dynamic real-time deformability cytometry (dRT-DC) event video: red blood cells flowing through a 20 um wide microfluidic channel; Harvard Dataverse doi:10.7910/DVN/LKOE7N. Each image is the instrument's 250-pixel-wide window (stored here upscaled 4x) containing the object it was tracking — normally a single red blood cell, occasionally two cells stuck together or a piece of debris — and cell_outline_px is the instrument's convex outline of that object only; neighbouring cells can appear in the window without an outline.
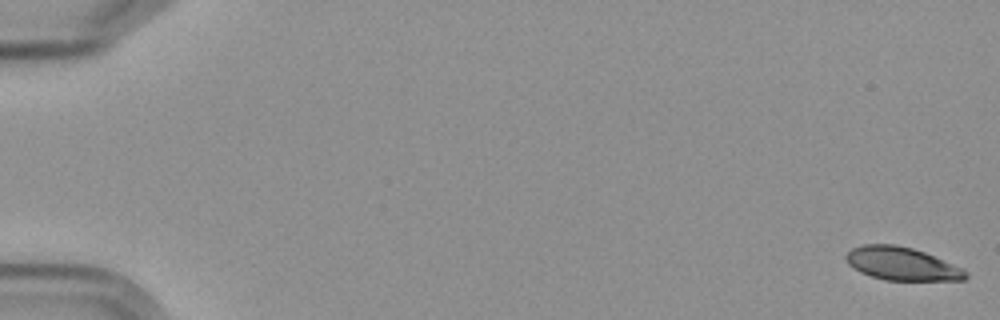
{"species": "Egyptian fruit bat (a non-hibernating species)", "species_latin": "Rousettus aegyptiacus", "temperature_condition": "cold", "stored_images_in_passage": 7, "camera_frame_rate_fps": 3000, "um_per_image_px": 0.085, "frame": {"image": 1, "passage_image": 1, "time_ms": 0.0, "image_size_px": [1000, 320], "cell_outline_px": [[968, 276], [964, 280], [884, 280], [860, 272], [852, 268], [848, 264], [844, 256], [852, 248], [864, 244], [896, 244], [912, 248], [924, 252], [964, 268], [968, 272]], "centroid_in_image_um": [76.65, 22.42], "position_along_channel_um": 8.3, "area_um2": 23.18}}
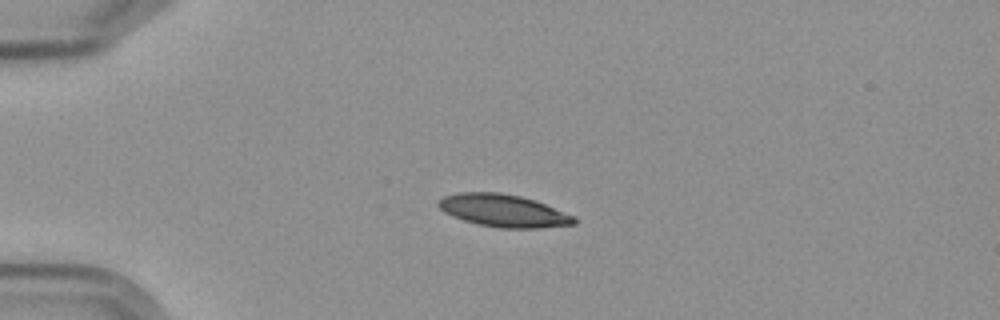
{"frame": {"image": 2, "passage_image": 5, "time_ms": 4.667, "image_size_px": [1000, 320], "cell_outline_px": [[576, 224], [536, 228], [500, 228], [476, 224], [452, 216], [444, 212], [436, 204], [444, 196], [460, 192], [500, 192], [520, 196], [536, 200], [576, 216]], "centroid_in_image_um": [42.81, 17.9], "position_along_channel_um": 42.2, "area_um2": 25.84}}
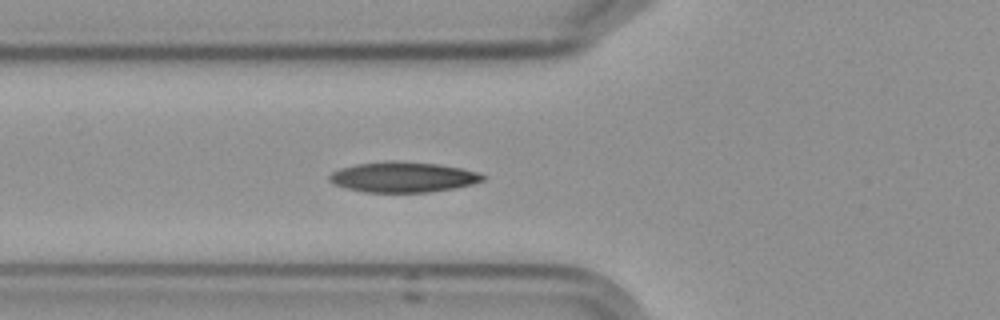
{"frame": {"image": 3, "passage_image": 7, "time_ms": 7.0, "image_size_px": [1000, 320], "cell_outline_px": [[484, 180], [472, 184], [452, 188], [428, 192], [364, 192], [332, 184], [328, 180], [328, 176], [332, 172], [340, 168], [356, 164], [392, 160], [436, 164], [460, 168], [476, 172], [484, 176]], "centroid_in_image_um": [34.19, 15.05], "position_along_channel_um": 91.6, "area_um2": 26.93}}